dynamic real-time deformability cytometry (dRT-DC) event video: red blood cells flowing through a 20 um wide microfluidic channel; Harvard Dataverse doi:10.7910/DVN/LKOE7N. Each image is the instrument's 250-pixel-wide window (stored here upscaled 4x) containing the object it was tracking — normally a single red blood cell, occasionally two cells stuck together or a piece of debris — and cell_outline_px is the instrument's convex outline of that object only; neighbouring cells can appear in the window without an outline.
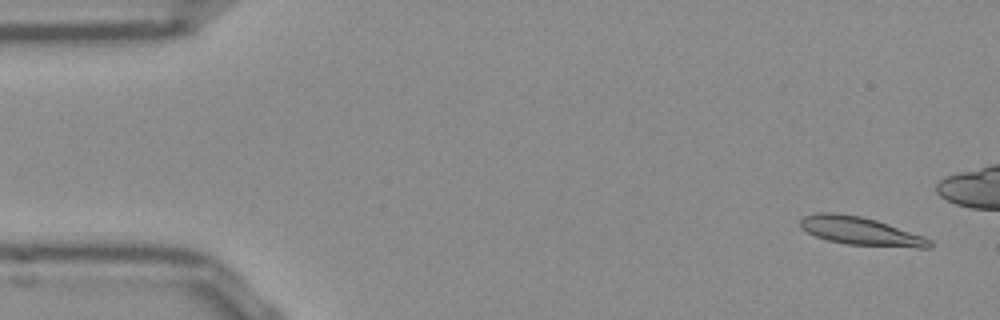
{"species": "Egyptian fruit bat (a non-hibernating species)", "species_latin": "Rousettus aegyptiacus", "temperature_condition": "room temperature", "stored_images_in_passage": 11, "camera_frame_rate_fps": 3000, "um_per_image_px": 0.085, "frame": {"image": 1, "passage_image": 1, "time_ms": 0.0, "image_size_px": [1000, 320], "cell_outline_px": [[932, 248], [916, 248], [848, 244], [828, 240], [816, 236], [800, 228], [800, 220], [804, 216], [816, 212], [836, 212], [860, 216], [876, 220], [924, 236], [932, 240]], "centroid_in_image_um": [73.16, 19.64], "position_along_channel_um": 11.8, "area_um2": 21.33}}